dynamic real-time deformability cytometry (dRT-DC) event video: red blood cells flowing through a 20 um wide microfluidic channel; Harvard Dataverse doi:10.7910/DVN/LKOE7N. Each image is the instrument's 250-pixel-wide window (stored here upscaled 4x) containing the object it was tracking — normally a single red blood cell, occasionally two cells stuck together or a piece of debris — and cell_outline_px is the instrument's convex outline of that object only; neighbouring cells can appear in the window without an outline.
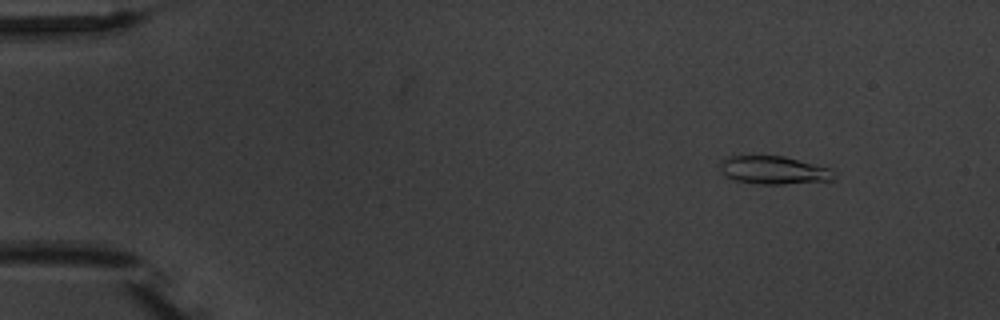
{"species": "common noctule bat (a hibernating species)", "species_latin": "Nyctalus noctula", "temperature_condition": "warm", "stored_images_in_passage": 5, "camera_frame_rate_fps": 3000, "um_per_image_px": 0.085, "animal": {"sex": "male", "body_mass_g": 20.1, "forearm_length_mm": 53.5}, "frame": {"image": 1, "passage_image": 2, "time_ms": 1.333, "image_size_px": [1000, 320], "cell_outline_px": [[840, 172], [832, 180], [784, 184], [760, 184], [736, 180], [724, 176], [720, 172], [720, 160], [724, 156], [784, 156], [828, 168]], "centroid_in_image_um": [65.75, 14.46], "position_along_channel_um": 19.3, "area_um2": 18.79}}